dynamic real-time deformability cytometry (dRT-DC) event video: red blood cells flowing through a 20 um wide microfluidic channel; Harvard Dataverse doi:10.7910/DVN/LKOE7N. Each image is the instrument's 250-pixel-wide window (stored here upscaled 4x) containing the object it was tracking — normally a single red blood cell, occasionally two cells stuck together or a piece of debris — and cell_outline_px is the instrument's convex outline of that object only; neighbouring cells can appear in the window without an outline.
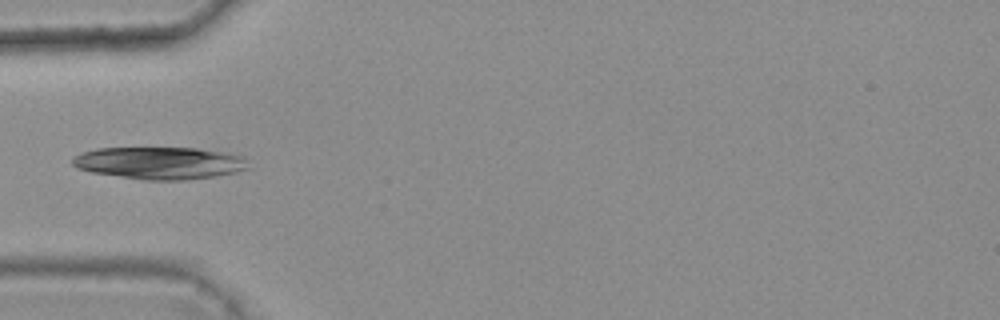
{"species": "common noctule bat (a hibernating species)", "species_latin": "Nyctalus noctula", "temperature_condition": "warm", "stored_images_in_passage": 7, "camera_frame_rate_fps": 3000, "um_per_image_px": 0.085, "animal": {"sex": "female", "body_mass_g": 25.1}, "frame": {"image": 1, "passage_image": 6, "time_ms": 1.667, "image_size_px": [1000, 320], "cell_outline_px": [[252, 168], [236, 172], [216, 176], [184, 180], [144, 180], [92, 172], [76, 168], [72, 164], [72, 160], [80, 152], [96, 148], [196, 148], [228, 152], [244, 156]], "centroid_in_image_um": [13.63, 13.85], "position_along_channel_um": 71.4, "area_um2": 33.41}}
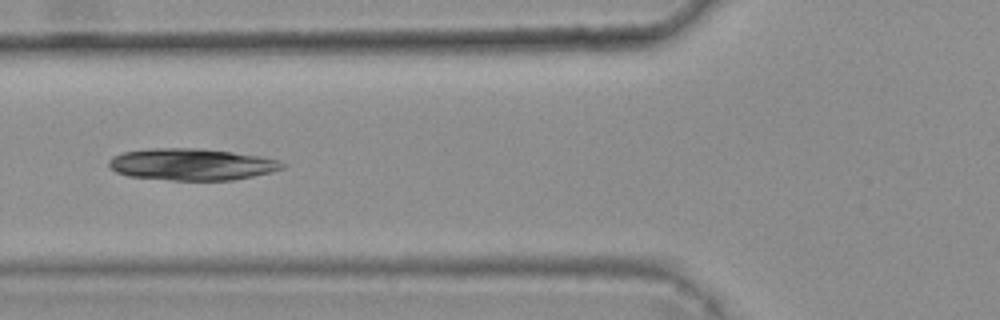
{"frame": {"image": 2, "passage_image": 7, "time_ms": 2.0, "image_size_px": [1000, 320], "cell_outline_px": [[288, 164], [284, 168], [272, 172], [232, 180], [172, 180], [128, 176], [116, 172], [108, 164], [108, 160], [112, 156], [124, 152], [152, 148], [196, 148], [232, 152], [260, 156], [280, 160]], "centroid_in_image_um": [16.32, 13.97], "position_along_channel_um": 109.5, "area_um2": 32.14}}